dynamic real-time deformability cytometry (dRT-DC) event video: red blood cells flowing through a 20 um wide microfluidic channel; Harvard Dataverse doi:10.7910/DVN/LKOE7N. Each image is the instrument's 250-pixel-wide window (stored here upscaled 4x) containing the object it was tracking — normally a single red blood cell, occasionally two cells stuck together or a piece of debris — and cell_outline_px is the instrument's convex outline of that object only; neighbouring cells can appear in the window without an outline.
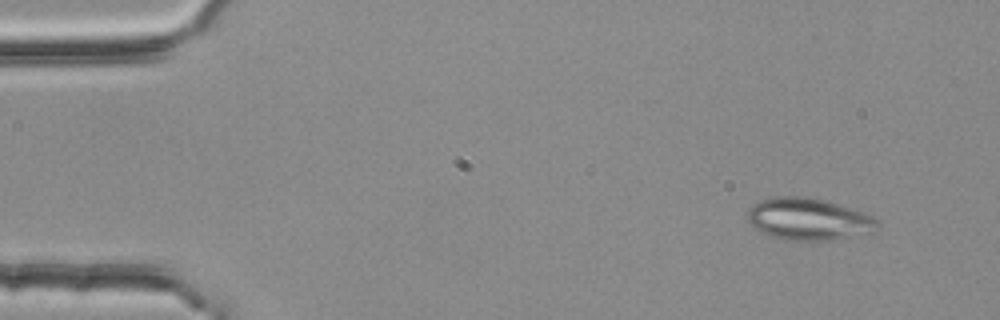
{"species": "common noctule bat (a hibernating species)", "species_latin": "Nyctalus noctula", "temperature_condition": "room temperature", "stored_images_in_passage": 45, "camera_frame_rate_fps": 3000, "um_per_image_px": 0.085, "animal": {"sex": "female", "body_mass_g": 25.1}, "frame": {"image": 1, "passage_image": 1, "time_ms": 0.0, "image_size_px": [1000, 320], "cell_outline_px": [[880, 228], [876, 232], [868, 236], [828, 240], [784, 240], [760, 232], [748, 220], [748, 208], [752, 204], [760, 200], [776, 196], [800, 196], [824, 200], [872, 216], [880, 224]], "centroid_in_image_um": [68.77, 18.65], "position_along_channel_um": 16.2, "area_um2": 32.08}}
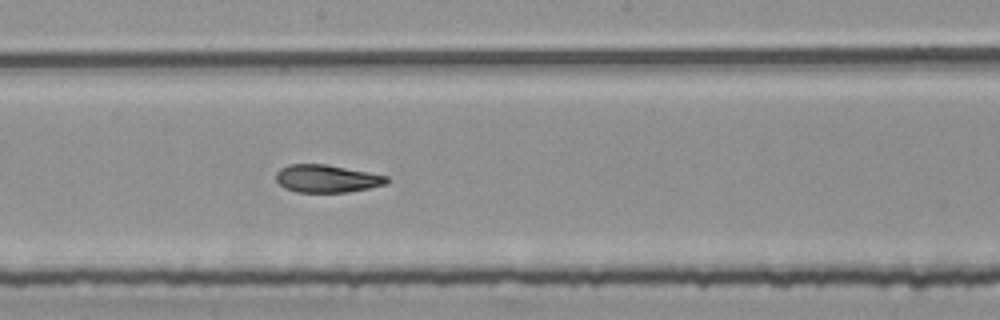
{"frame": {"image": 2, "passage_image": 26, "time_ms": 8.333, "image_size_px": [1000, 320], "cell_outline_px": [[388, 180], [384, 184], [368, 188], [348, 192], [296, 192], [284, 188], [276, 180], [276, 172], [280, 168], [288, 164], [328, 164], [388, 176]], "centroid_in_image_um": [27.74, 15.17], "position_along_channel_um": 220.5, "area_um2": 17.86}}
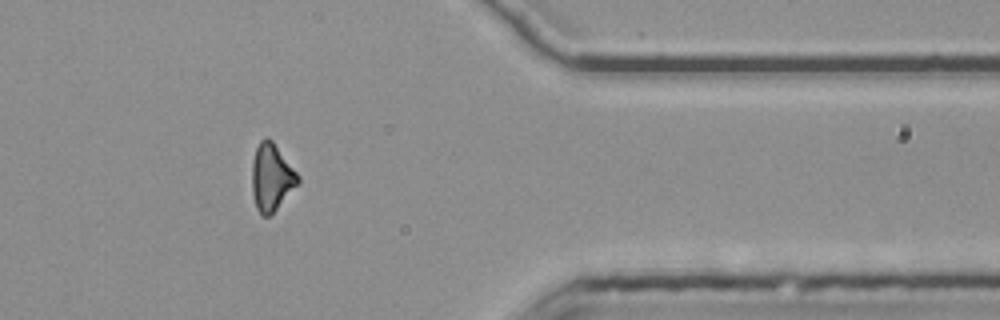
{"frame": {"image": 3, "passage_image": 42, "time_ms": 13.667, "image_size_px": [1000, 320], "cell_outline_px": [[300, 180], [276, 208], [268, 216], [264, 216], [256, 208], [252, 192], [252, 164], [256, 148], [260, 140], [264, 136], [272, 140], [300, 176]], "centroid_in_image_um": [23.06, 15.02], "position_along_channel_um": 388.3, "area_um2": 17.57}, "authors_computed_cell_mechanics": {"area_um2": 18.4382, "velocity_mm_per_s": 3.7623, "shape_relaxation_time_tau1_ms": null, "shape_relaxation_time_tau2_ms": 8.4002, "deformation_change_tau1": null, "deformation_change_tau2": 0.1814}}